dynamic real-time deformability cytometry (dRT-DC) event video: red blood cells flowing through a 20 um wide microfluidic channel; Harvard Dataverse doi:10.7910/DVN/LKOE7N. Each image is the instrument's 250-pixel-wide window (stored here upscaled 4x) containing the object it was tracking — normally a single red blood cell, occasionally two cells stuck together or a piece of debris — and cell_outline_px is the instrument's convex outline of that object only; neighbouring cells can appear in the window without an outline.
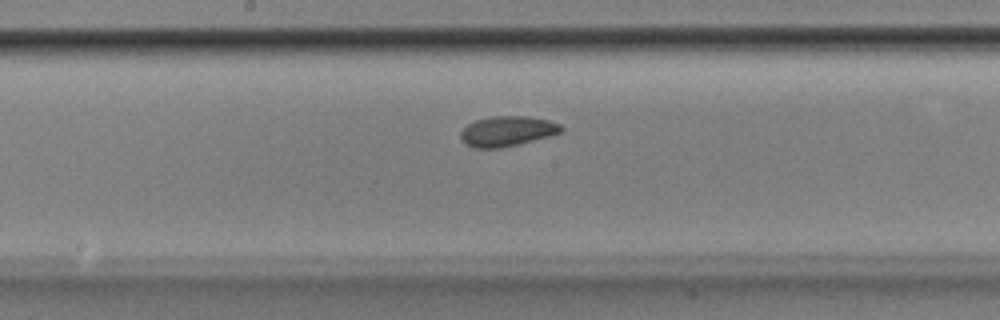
{"species": "Egyptian fruit bat (a non-hibernating species)", "species_latin": "Rousettus aegyptiacus", "temperature_condition": "room temperature", "stored_images_in_passage": 38, "camera_frame_rate_fps": 3000, "um_per_image_px": 0.085, "animal": {"sex": "male"}, "frame": {"image": 1, "passage_image": 13, "time_ms": 4.0, "image_size_px": [1000, 320], "cell_outline_px": [[564, 128], [560, 132], [548, 136], [500, 148], [472, 148], [464, 144], [460, 140], [460, 132], [468, 124], [476, 120], [492, 116], [528, 116], [548, 120], [560, 124]], "centroid_in_image_um": [43.06, 11.15], "position_along_channel_um": 205.1, "area_um2": 17.57}}
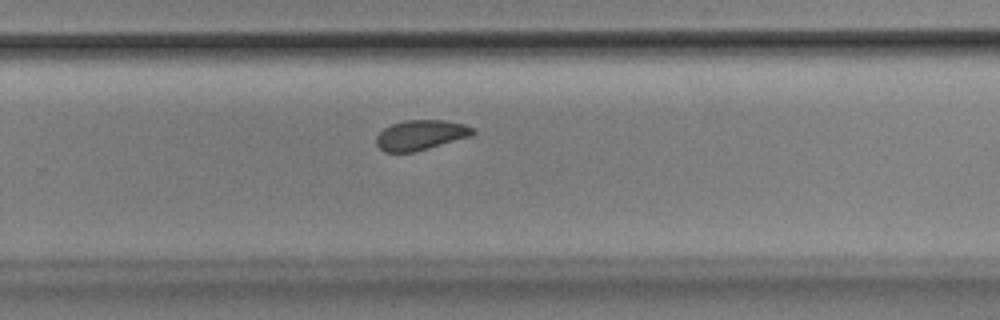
{"frame": {"image": 2, "passage_image": 20, "time_ms": 6.333, "image_size_px": [1000, 320], "cell_outline_px": [[476, 132], [472, 136], [428, 148], [412, 152], [384, 152], [376, 144], [376, 136], [384, 128], [392, 124], [404, 120], [444, 120], [464, 124], [472, 128]], "centroid_in_image_um": [35.75, 11.47], "position_along_channel_um": 294.0, "area_um2": 16.82}}
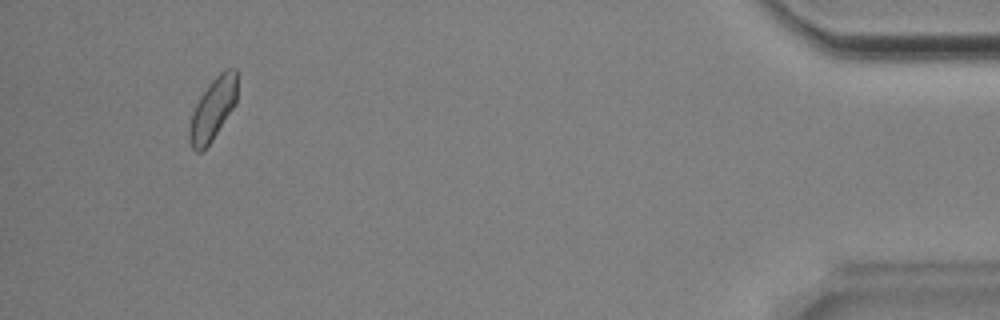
{"frame": {"image": 3, "passage_image": 35, "time_ms": 11.333, "image_size_px": [1000, 320], "cell_outline_px": [[236, 104], [212, 140], [200, 152], [196, 152], [192, 148], [188, 140], [188, 128], [192, 112], [200, 96], [208, 84], [224, 68], [236, 68]], "centroid_in_image_um": [18.07, 9.27], "position_along_channel_um": 417.1, "area_um2": 17.34}, "authors_computed_cell_mechanics": {"area_um2": 17.34, "velocity_mm_per_s": 3.8384, "shape_relaxation_time_tau1_ms": 2.6668, "shape_relaxation_time_tau2_ms": 5.4556, "deformation_change_tau1": 0.0903, "deformation_change_tau2": 0.0932}}